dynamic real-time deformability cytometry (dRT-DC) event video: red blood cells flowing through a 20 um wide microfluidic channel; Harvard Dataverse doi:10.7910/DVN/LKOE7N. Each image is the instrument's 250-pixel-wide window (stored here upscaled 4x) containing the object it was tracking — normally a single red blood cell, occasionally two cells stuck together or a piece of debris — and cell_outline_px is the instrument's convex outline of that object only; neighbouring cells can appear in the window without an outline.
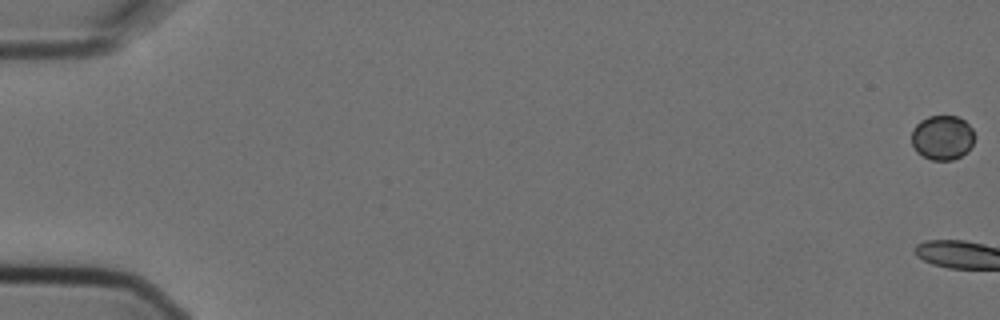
{"species": "Egyptian fruit bat (a non-hibernating species)", "species_latin": "Rousettus aegyptiacus", "temperature_condition": "cold", "stored_images_in_passage": 7, "camera_frame_rate_fps": 3000, "um_per_image_px": 0.085, "animal": {"sex": "female"}, "frame": {"image": 1, "passage_image": 1, "time_ms": 0.0, "image_size_px": [1000, 320], "cell_outline_px": [[972, 144], [968, 152], [952, 160], [932, 160], [916, 152], [912, 144], [912, 128], [920, 120], [928, 116], [956, 116], [964, 120], [972, 128]], "centroid_in_image_um": [80.07, 11.69], "position_along_channel_um": 4.9, "area_um2": 16.3}}
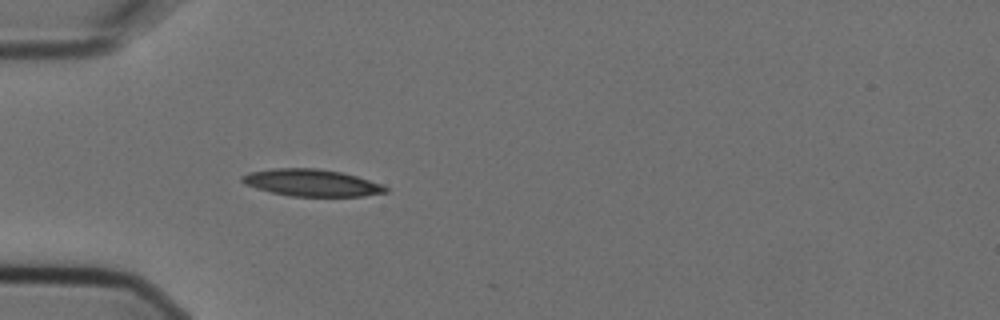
{"frame": {"image": 2, "passage_image": 7, "time_ms": 2.0, "image_size_px": [1000, 320], "cell_outline_px": [[388, 192], [364, 196], [292, 196], [272, 192], [256, 188], [244, 184], [240, 180], [240, 176], [248, 172], [272, 168], [316, 168], [340, 172], [356, 176], [380, 184], [388, 188]], "centroid_in_image_um": [26.44, 15.53], "position_along_channel_um": 58.6, "area_um2": 22.48}}